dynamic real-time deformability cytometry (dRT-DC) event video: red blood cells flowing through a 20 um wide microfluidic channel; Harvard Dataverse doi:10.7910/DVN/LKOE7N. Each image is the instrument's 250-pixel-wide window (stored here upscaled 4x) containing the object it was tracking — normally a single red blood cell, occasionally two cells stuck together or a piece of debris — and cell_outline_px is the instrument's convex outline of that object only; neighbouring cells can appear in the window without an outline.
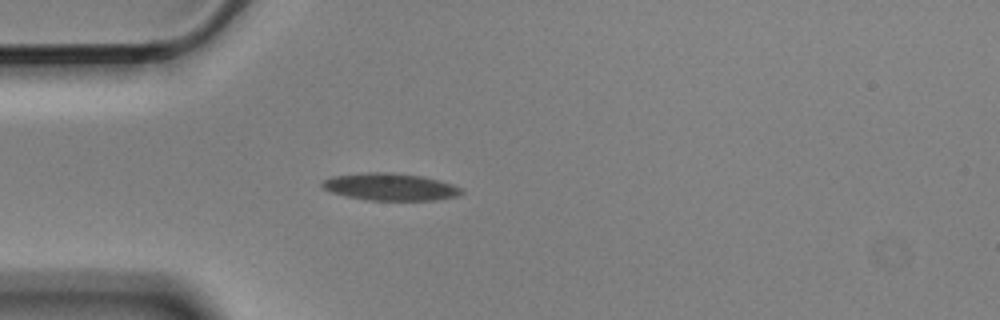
{"species": "Egyptian fruit bat (a non-hibernating species)", "species_latin": "Rousettus aegyptiacus", "temperature_condition": "cold", "stored_images_in_passage": 4, "camera_frame_rate_fps": 3000, "um_per_image_px": 0.085, "animal": {"sex": "male"}, "frame": {"image": 1, "passage_image": 4, "time_ms": 1.0, "image_size_px": [1000, 320], "cell_outline_px": [[464, 192], [460, 196], [436, 200], [368, 200], [348, 196], [332, 192], [324, 188], [320, 184], [324, 180], [332, 176], [368, 172], [392, 172], [420, 176], [452, 184], [460, 188]], "centroid_in_image_um": [33.19, 15.88], "position_along_channel_um": 51.8, "area_um2": 21.91}}